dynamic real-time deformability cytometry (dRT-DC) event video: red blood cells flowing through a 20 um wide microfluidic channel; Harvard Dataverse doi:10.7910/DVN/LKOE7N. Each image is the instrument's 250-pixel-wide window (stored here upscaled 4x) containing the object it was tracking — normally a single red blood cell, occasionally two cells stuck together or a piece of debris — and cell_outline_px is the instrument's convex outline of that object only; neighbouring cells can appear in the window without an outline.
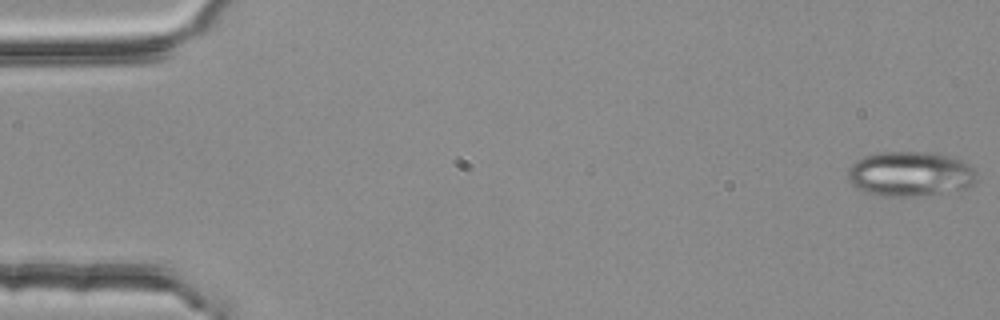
{"species": "common noctule bat (a hibernating species)", "species_latin": "Nyctalus noctula", "temperature_condition": "room temperature", "stored_images_in_passage": 54, "camera_frame_rate_fps": 3000, "um_per_image_px": 0.085, "animal": {"sex": "female", "body_mass_g": 25.1}, "frame": {"image": 1, "passage_image": 1, "time_ms": 0.0, "image_size_px": [1000, 320], "cell_outline_px": [[976, 180], [972, 184], [964, 188], [940, 192], [912, 196], [884, 196], [868, 192], [852, 184], [848, 180], [848, 172], [852, 164], [864, 156], [880, 152], [924, 152], [948, 156], [960, 160], [972, 168], [976, 172]], "centroid_in_image_um": [77.34, 14.77], "position_along_channel_um": 7.7, "area_um2": 32.89}}
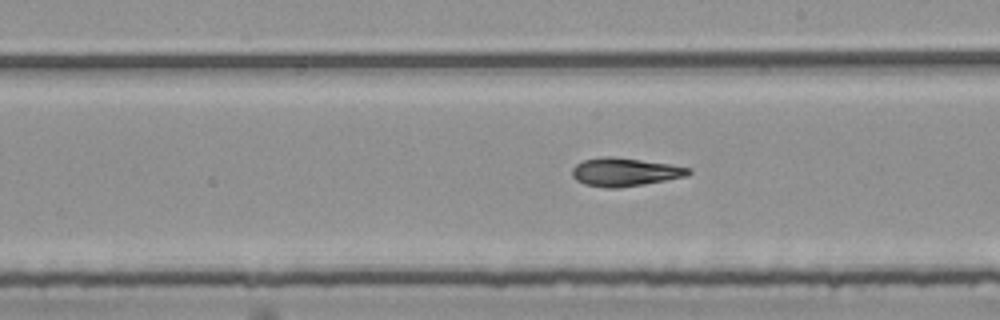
{"frame": {"image": 2, "passage_image": 31, "time_ms": 10.0, "image_size_px": [1000, 320], "cell_outline_px": [[692, 172], [688, 176], [644, 184], [620, 188], [604, 188], [584, 184], [576, 180], [572, 176], [572, 168], [576, 164], [584, 160], [600, 156], [612, 156], [668, 164], [692, 168]], "centroid_in_image_um": [53.1, 14.63], "position_along_channel_um": 235.9, "area_um2": 19.31}}
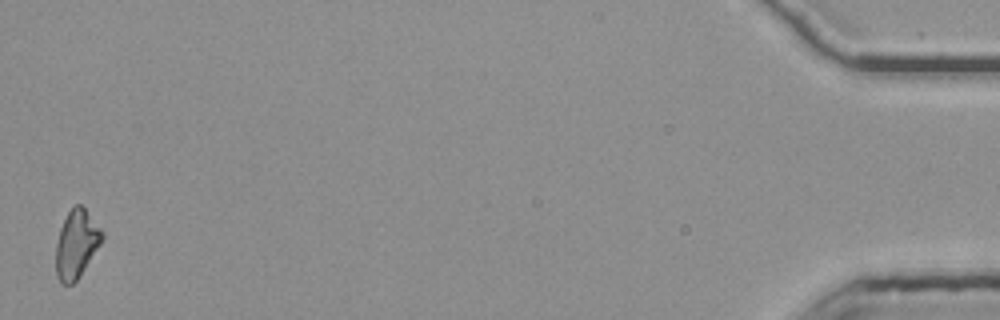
{"frame": {"image": 3, "passage_image": 54, "time_ms": 17.667, "image_size_px": [1000, 320], "cell_outline_px": [[104, 236], [100, 244], [76, 280], [72, 284], [60, 284], [56, 276], [56, 244], [60, 228], [68, 212], [76, 204], [80, 204], [84, 208], [104, 232]], "centroid_in_image_um": [6.48, 20.75], "position_along_channel_um": 428.7, "area_um2": 18.03}, "authors_computed_cell_mechanics": {"area_um2": 19.0162, "velocity_mm_per_s": 3.7875, "shape_relaxation_time_tau1_ms": 8.2173, "shape_relaxation_time_tau2_ms": 4.6155, "deformation_change_tau1": 0.1934, "deformation_change_tau2": 0.1171}}